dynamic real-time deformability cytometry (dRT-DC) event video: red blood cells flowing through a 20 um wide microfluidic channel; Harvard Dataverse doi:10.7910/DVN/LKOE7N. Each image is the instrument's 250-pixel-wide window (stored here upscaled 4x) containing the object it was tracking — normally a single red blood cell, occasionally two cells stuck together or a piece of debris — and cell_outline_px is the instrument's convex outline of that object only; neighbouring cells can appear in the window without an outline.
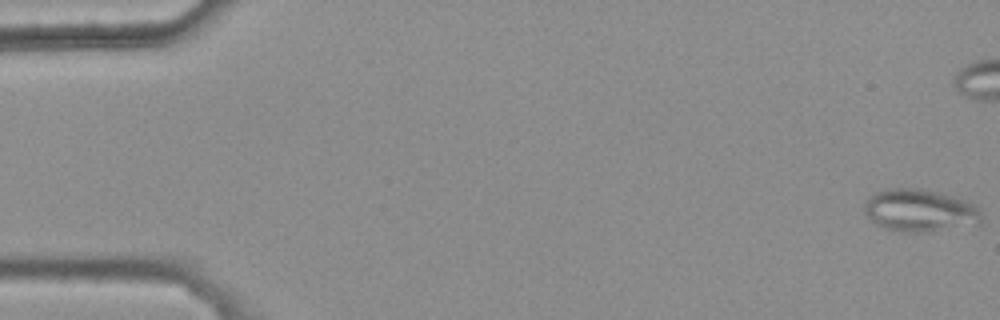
{"species": "common noctule bat (a hibernating species)", "species_latin": "Nyctalus noctula", "temperature_condition": "warm", "stored_images_in_passage": 49, "camera_frame_rate_fps": 3000, "um_per_image_px": 0.085, "animal": {"sex": "female", "body_mass_g": 25.1}, "frame": {"image": 1, "passage_image": 1, "time_ms": 0.0, "image_size_px": [1000, 320], "cell_outline_px": [[980, 224], [932, 232], [900, 232], [884, 228], [876, 224], [864, 212], [864, 204], [868, 196], [884, 188], [924, 188], [940, 192], [968, 200], [976, 204], [980, 212]], "centroid_in_image_um": [78.19, 17.88], "position_along_channel_um": 6.8, "area_um2": 29.65}}
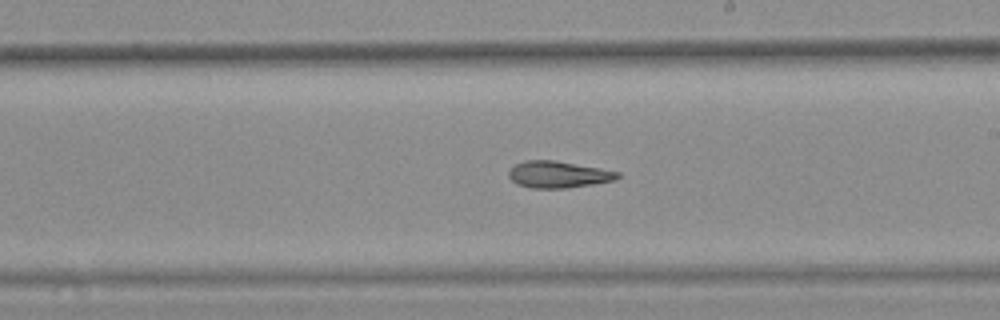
{"frame": {"image": 2, "passage_image": 32, "time_ms": 10.333, "image_size_px": [1000, 320], "cell_outline_px": [[620, 176], [616, 180], [568, 188], [532, 188], [516, 184], [508, 176], [508, 172], [516, 164], [524, 160], [552, 160], [600, 168], [620, 172]], "centroid_in_image_um": [47.45, 14.83], "position_along_channel_um": 241.5, "area_um2": 16.88}}
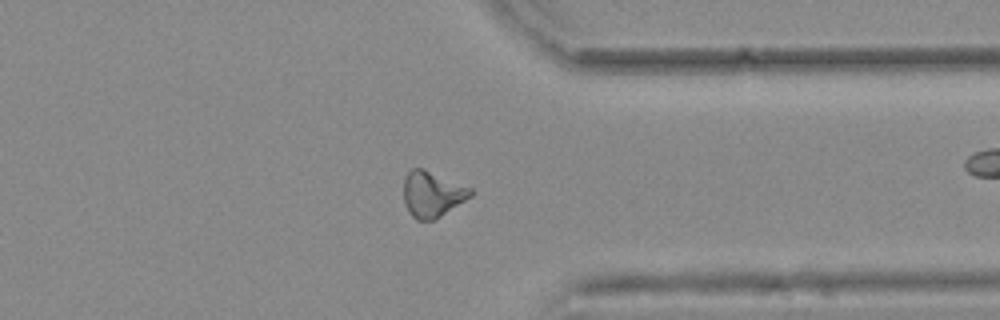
{"frame": {"image": 3, "passage_image": 43, "time_ms": 14.0, "image_size_px": [1000, 320], "cell_outline_px": [[472, 196], [436, 220], [416, 220], [408, 212], [404, 204], [404, 180], [408, 172], [412, 168], [424, 168], [472, 188]], "centroid_in_image_um": [36.74, 16.51], "position_along_channel_um": 374.7, "area_um2": 18.09}}